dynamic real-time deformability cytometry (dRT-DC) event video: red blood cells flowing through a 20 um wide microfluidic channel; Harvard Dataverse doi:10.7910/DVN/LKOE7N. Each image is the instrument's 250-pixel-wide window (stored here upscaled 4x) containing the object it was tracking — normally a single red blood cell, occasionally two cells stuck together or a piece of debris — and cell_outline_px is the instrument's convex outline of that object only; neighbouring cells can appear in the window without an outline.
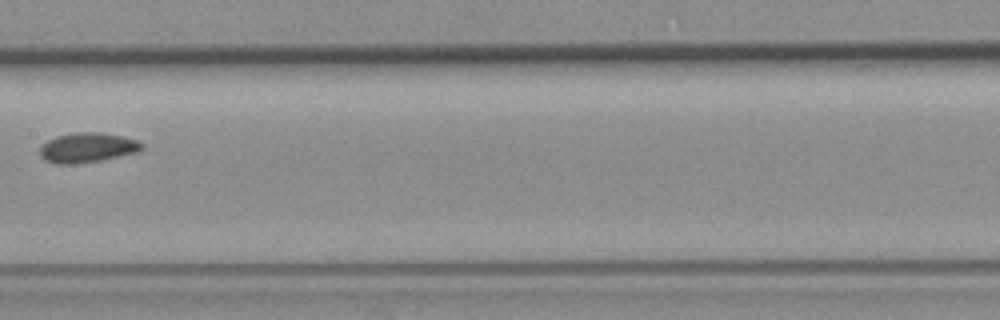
{"species": "common noctule bat (a hibernating species)", "species_latin": "Nyctalus noctula", "temperature_condition": "room temperature", "stored_images_in_passage": 9, "camera_frame_rate_fps": 3000, "um_per_image_px": 0.085, "animal": {"sex": "female", "body_mass_g": 19.3, "forearm_length_mm": 54.1}, "frame": {"image": 1, "passage_image": 8, "time_ms": 9.333, "image_size_px": [1000, 320], "cell_outline_px": [[144, 148], [140, 152], [100, 160], [72, 164], [56, 164], [44, 160], [40, 156], [40, 148], [48, 140], [56, 136], [80, 132], [100, 132], [120, 136], [136, 140], [144, 144]], "centroid_in_image_um": [7.44, 12.55], "position_along_channel_um": 200.0, "area_um2": 17.63}}
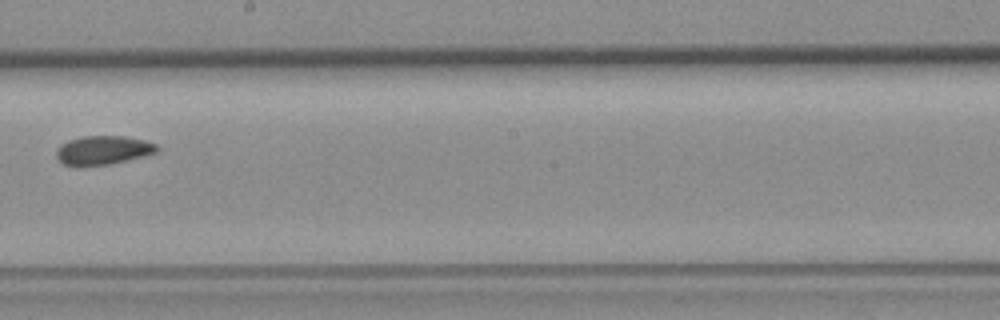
{"frame": {"image": 2, "passage_image": 9, "time_ms": 10.333, "image_size_px": [1000, 320], "cell_outline_px": [[160, 148], [156, 152], [108, 164], [80, 168], [64, 164], [56, 156], [56, 152], [60, 144], [68, 140], [84, 136], [124, 136], [144, 140], [156, 144]], "centroid_in_image_um": [8.7, 12.77], "position_along_channel_um": 239.5, "area_um2": 16.94}}